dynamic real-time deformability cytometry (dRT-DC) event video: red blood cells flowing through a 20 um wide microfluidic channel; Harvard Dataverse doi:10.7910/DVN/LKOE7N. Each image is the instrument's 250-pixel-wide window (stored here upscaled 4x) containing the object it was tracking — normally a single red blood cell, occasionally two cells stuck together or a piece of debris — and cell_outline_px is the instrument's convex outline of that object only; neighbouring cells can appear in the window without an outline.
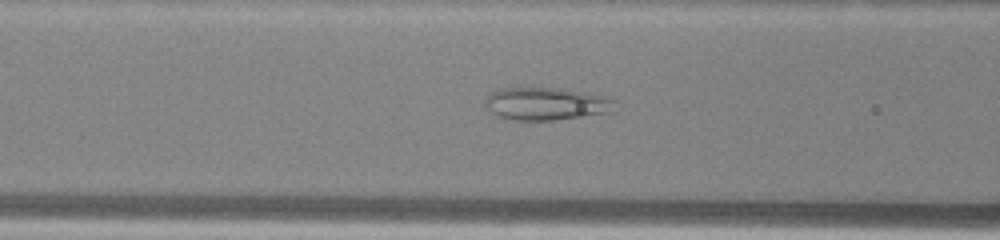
{"species": "common noctule bat (a hibernating species)", "species_latin": "Nyctalus noctula", "temperature_condition": "warm", "stored_images_in_passage": 38, "camera_frame_rate_fps": 3000, "um_per_image_px": 0.085, "animal": {"sex": "male", "body_mass_g": 13.0, "forearm_length_mm": 53.1}, "frame": {"image": 1, "passage_image": 7, "time_ms": 2.0, "image_size_px": [1000, 240], "cell_outline_px": [[616, 112], [552, 120], [516, 120], [496, 116], [484, 104], [484, 100], [492, 92], [500, 88], [560, 88], [608, 96], [616, 100]], "centroid_in_image_um": [46.5, 8.82], "position_along_channel_um": 120.1, "area_um2": 24.97}}
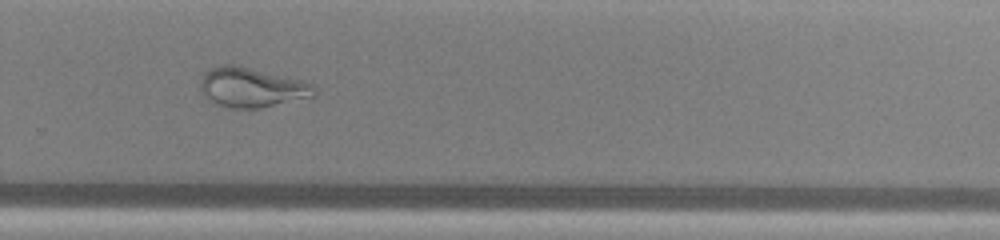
{"frame": {"image": 2, "passage_image": 21, "time_ms": 6.667, "image_size_px": [1000, 240], "cell_outline_px": [[316, 88], [312, 96], [260, 108], [224, 108], [216, 104], [200, 88], [200, 80], [204, 72], [208, 68], [220, 64], [236, 64], [316, 84]], "centroid_in_image_um": [21.36, 7.41], "position_along_channel_um": 308.4, "area_um2": 26.18}}
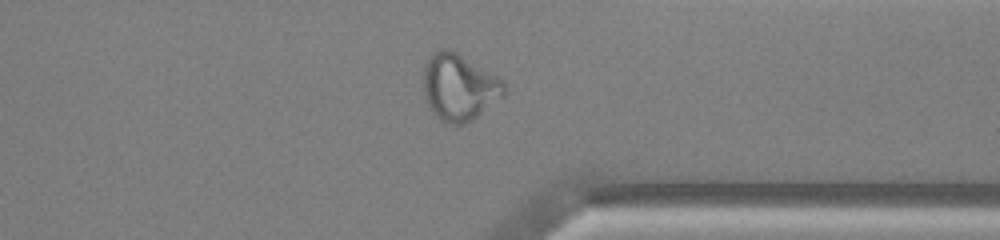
{"frame": {"image": 3, "passage_image": 26, "time_ms": 8.333, "image_size_px": [1000, 240], "cell_outline_px": [[508, 92], [504, 96], [472, 120], [460, 124], [444, 124], [428, 108], [424, 96], [424, 68], [428, 56], [432, 52], [440, 48], [448, 48], [456, 52], [496, 76], [504, 84]], "centroid_in_image_um": [39.0, 7.42], "position_along_channel_um": 372.4, "area_um2": 31.39}}